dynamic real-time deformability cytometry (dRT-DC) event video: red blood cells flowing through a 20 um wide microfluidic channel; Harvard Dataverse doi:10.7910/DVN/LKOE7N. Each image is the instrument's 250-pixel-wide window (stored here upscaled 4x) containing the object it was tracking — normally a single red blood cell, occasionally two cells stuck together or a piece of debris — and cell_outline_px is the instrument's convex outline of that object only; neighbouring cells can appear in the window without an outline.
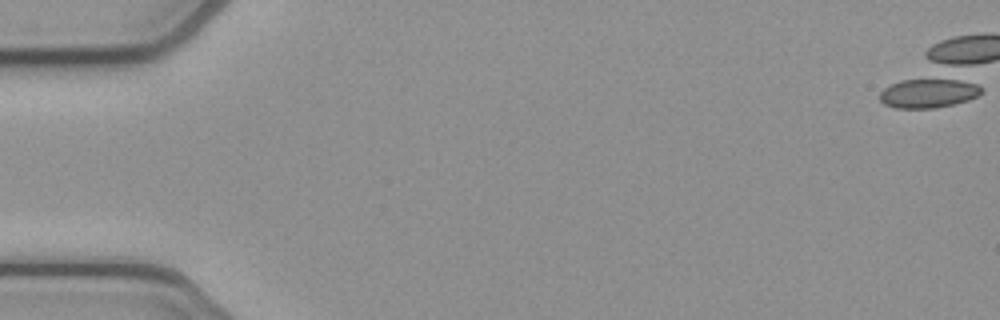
{"species": "common noctule bat (a hibernating species)", "species_latin": "Nyctalus noctula", "temperature_condition": "cold", "stored_images_in_passage": 7, "camera_frame_rate_fps": 3000, "um_per_image_px": 0.085, "animal": {"sex": "female", "body_mass_g": 21.9}, "frame": {"image": 1, "passage_image": 1, "time_ms": 0.0, "image_size_px": [1000, 320], "cell_outline_px": [[980, 92], [972, 96], [960, 100], [944, 104], [892, 104], [884, 100], [900, 84], [912, 80], [944, 80], [968, 84], [980, 88]], "centroid_in_image_um": [79.14, 7.85], "position_along_channel_um": 5.9, "area_um2": 12.77}}